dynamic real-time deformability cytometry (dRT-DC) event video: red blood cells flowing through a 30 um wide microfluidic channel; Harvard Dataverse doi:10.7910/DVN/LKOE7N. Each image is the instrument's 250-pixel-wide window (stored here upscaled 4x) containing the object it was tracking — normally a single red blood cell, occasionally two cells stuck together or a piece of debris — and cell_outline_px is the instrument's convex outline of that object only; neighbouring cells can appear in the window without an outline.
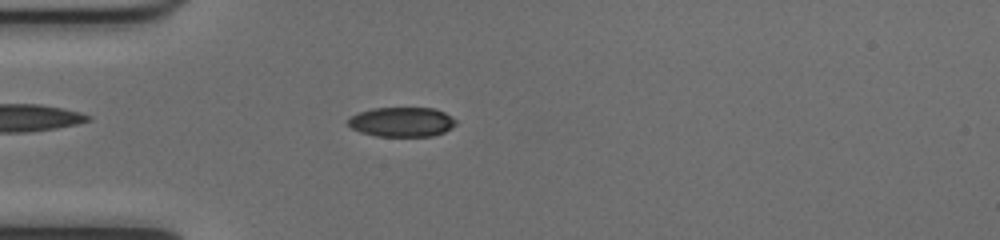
{"species": "common noctule bat (a hibernating species)", "species_latin": "Nyctalus noctula", "temperature_condition": "cold", "stored_images_in_passage": 44, "camera_frame_rate_fps": 3000, "um_per_image_px": 0.085, "animal": {"sex": "female", "body_mass_g": 17.0, "forearm_length_mm": 48.0}, "frame": {"image": 1, "passage_image": 15, "time_ms": 4.667, "image_size_px": [1000, 240], "cell_outline_px": [[456, 124], [452, 128], [444, 132], [432, 136], [376, 136], [360, 132], [352, 128], [348, 124], [348, 120], [352, 116], [360, 112], [372, 108], [432, 108], [444, 112], [456, 120]], "centroid_in_image_um": [34.17, 10.37], "position_along_channel_um": 50.8, "area_um2": 18.5}}
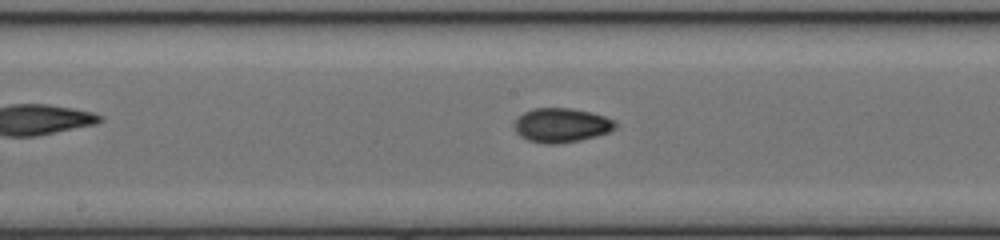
{"frame": {"image": 2, "passage_image": 27, "time_ms": 8.667, "image_size_px": [1000, 240], "cell_outline_px": [[616, 128], [608, 132], [596, 136], [580, 140], [556, 144], [544, 144], [528, 140], [520, 136], [516, 132], [516, 120], [524, 112], [532, 108], [572, 108], [592, 112], [616, 120]], "centroid_in_image_um": [47.75, 10.64], "position_along_channel_um": 200.5, "area_um2": 20.17}}
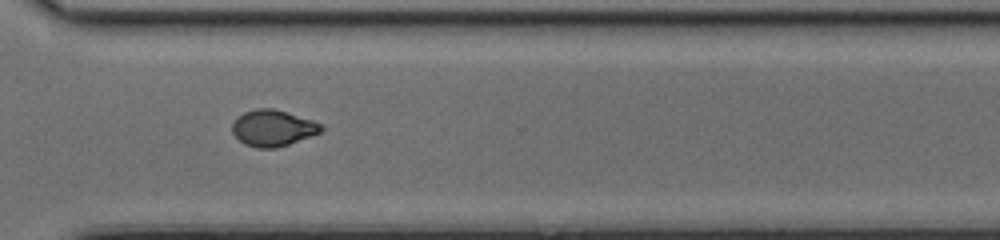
{"frame": {"image": 3, "passage_image": 38, "time_ms": 12.333, "image_size_px": [1000, 240], "cell_outline_px": [[324, 128], [320, 132], [312, 136], [276, 148], [256, 148], [244, 144], [232, 132], [232, 124], [244, 112], [256, 108], [272, 108], [312, 120], [320, 124]], "centroid_in_image_um": [23.19, 10.89], "position_along_channel_um": 347.4, "area_um2": 18.55}, "authors_computed_cell_mechanics": {"area_um2": 18.6405, "velocity_mm_per_s": 4.0201, "shape_relaxation_time_tau1_ms": null, "shape_relaxation_time_tau2_ms": 2.2018, "deformation_change_tau1": null, "deformation_change_tau2": 0.0627}}